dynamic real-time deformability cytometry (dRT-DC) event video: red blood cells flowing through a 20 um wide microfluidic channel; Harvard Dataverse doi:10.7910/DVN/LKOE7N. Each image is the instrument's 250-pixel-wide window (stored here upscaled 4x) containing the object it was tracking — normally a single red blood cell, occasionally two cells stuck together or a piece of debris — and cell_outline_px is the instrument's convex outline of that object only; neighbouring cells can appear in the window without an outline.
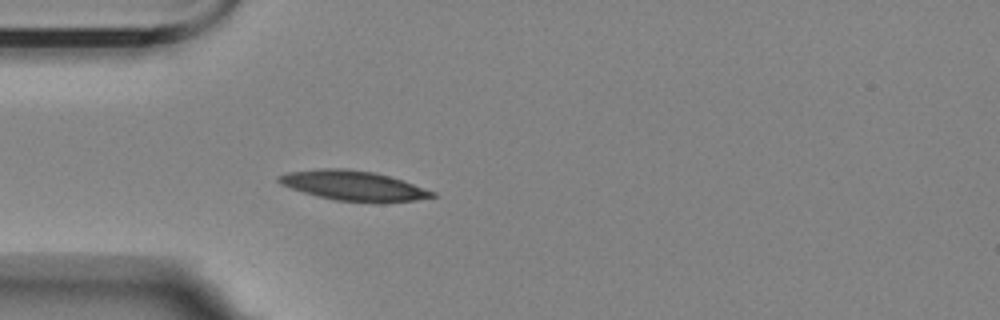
{"species": "Egyptian fruit bat (a non-hibernating species)", "species_latin": "Rousettus aegyptiacus", "temperature_condition": "room temperature", "stored_images_in_passage": 3, "camera_frame_rate_fps": 3000, "um_per_image_px": 0.085, "animal": {"sex": "female"}, "frame": {"image": 1, "passage_image": 3, "time_ms": 3.333, "image_size_px": [1000, 320], "cell_outline_px": [[436, 196], [416, 200], [384, 204], [376, 204], [336, 200], [304, 192], [280, 184], [276, 180], [276, 176], [288, 172], [320, 168], [348, 168], [376, 172], [404, 180], [436, 192]], "centroid_in_image_um": [30.1, 15.79], "position_along_channel_um": 54.9, "area_um2": 27.28}}